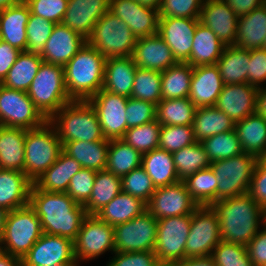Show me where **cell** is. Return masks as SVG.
Instances as JSON below:
<instances>
[{"mask_svg":"<svg viewBox=\"0 0 266 266\" xmlns=\"http://www.w3.org/2000/svg\"><path fill=\"white\" fill-rule=\"evenodd\" d=\"M20 53L21 51L16 47L0 40V83L7 76Z\"/></svg>","mask_w":266,"mask_h":266,"instance_id":"61","label":"cell"},{"mask_svg":"<svg viewBox=\"0 0 266 266\" xmlns=\"http://www.w3.org/2000/svg\"><path fill=\"white\" fill-rule=\"evenodd\" d=\"M113 228L115 252L154 251L157 219L148 210Z\"/></svg>","mask_w":266,"mask_h":266,"instance_id":"14","label":"cell"},{"mask_svg":"<svg viewBox=\"0 0 266 266\" xmlns=\"http://www.w3.org/2000/svg\"><path fill=\"white\" fill-rule=\"evenodd\" d=\"M266 49L258 48L249 50V67L247 83L256 88L266 84ZM264 82V83H263Z\"/></svg>","mask_w":266,"mask_h":266,"instance_id":"58","label":"cell"},{"mask_svg":"<svg viewBox=\"0 0 266 266\" xmlns=\"http://www.w3.org/2000/svg\"><path fill=\"white\" fill-rule=\"evenodd\" d=\"M188 192L199 206H211L217 201V184L211 167L204 168L183 180Z\"/></svg>","mask_w":266,"mask_h":266,"instance_id":"44","label":"cell"},{"mask_svg":"<svg viewBox=\"0 0 266 266\" xmlns=\"http://www.w3.org/2000/svg\"><path fill=\"white\" fill-rule=\"evenodd\" d=\"M62 143L55 127L47 120L29 129L25 138L24 173L34 183L58 159Z\"/></svg>","mask_w":266,"mask_h":266,"instance_id":"7","label":"cell"},{"mask_svg":"<svg viewBox=\"0 0 266 266\" xmlns=\"http://www.w3.org/2000/svg\"><path fill=\"white\" fill-rule=\"evenodd\" d=\"M173 161L180 181L188 176L207 168L211 162L207 157L204 146L201 142H196L172 153Z\"/></svg>","mask_w":266,"mask_h":266,"instance_id":"45","label":"cell"},{"mask_svg":"<svg viewBox=\"0 0 266 266\" xmlns=\"http://www.w3.org/2000/svg\"><path fill=\"white\" fill-rule=\"evenodd\" d=\"M32 185L24 172L0 169V208L8 212L28 205Z\"/></svg>","mask_w":266,"mask_h":266,"instance_id":"27","label":"cell"},{"mask_svg":"<svg viewBox=\"0 0 266 266\" xmlns=\"http://www.w3.org/2000/svg\"><path fill=\"white\" fill-rule=\"evenodd\" d=\"M225 45L207 26L198 22L193 36L191 54L186 63L193 67L215 65L222 55Z\"/></svg>","mask_w":266,"mask_h":266,"instance_id":"31","label":"cell"},{"mask_svg":"<svg viewBox=\"0 0 266 266\" xmlns=\"http://www.w3.org/2000/svg\"><path fill=\"white\" fill-rule=\"evenodd\" d=\"M0 121L5 127L35 129L47 119L35 107L27 92L0 84Z\"/></svg>","mask_w":266,"mask_h":266,"instance_id":"13","label":"cell"},{"mask_svg":"<svg viewBox=\"0 0 266 266\" xmlns=\"http://www.w3.org/2000/svg\"><path fill=\"white\" fill-rule=\"evenodd\" d=\"M147 210V205L139 198L120 192L95 215L110 226L126 223Z\"/></svg>","mask_w":266,"mask_h":266,"instance_id":"35","label":"cell"},{"mask_svg":"<svg viewBox=\"0 0 266 266\" xmlns=\"http://www.w3.org/2000/svg\"><path fill=\"white\" fill-rule=\"evenodd\" d=\"M257 90L248 83L224 84L215 106L234 123L239 122L255 113Z\"/></svg>","mask_w":266,"mask_h":266,"instance_id":"22","label":"cell"},{"mask_svg":"<svg viewBox=\"0 0 266 266\" xmlns=\"http://www.w3.org/2000/svg\"><path fill=\"white\" fill-rule=\"evenodd\" d=\"M238 16L223 0H204L199 22L209 27L225 46L235 45Z\"/></svg>","mask_w":266,"mask_h":266,"instance_id":"23","label":"cell"},{"mask_svg":"<svg viewBox=\"0 0 266 266\" xmlns=\"http://www.w3.org/2000/svg\"><path fill=\"white\" fill-rule=\"evenodd\" d=\"M127 129L156 119V105L149 101L128 98L126 105Z\"/></svg>","mask_w":266,"mask_h":266,"instance_id":"55","label":"cell"},{"mask_svg":"<svg viewBox=\"0 0 266 266\" xmlns=\"http://www.w3.org/2000/svg\"><path fill=\"white\" fill-rule=\"evenodd\" d=\"M109 141L105 138L97 142H64L62 151L79 162L82 168L100 171L107 165Z\"/></svg>","mask_w":266,"mask_h":266,"instance_id":"34","label":"cell"},{"mask_svg":"<svg viewBox=\"0 0 266 266\" xmlns=\"http://www.w3.org/2000/svg\"><path fill=\"white\" fill-rule=\"evenodd\" d=\"M22 0H0V11L3 9H7L8 7L17 5Z\"/></svg>","mask_w":266,"mask_h":266,"instance_id":"67","label":"cell"},{"mask_svg":"<svg viewBox=\"0 0 266 266\" xmlns=\"http://www.w3.org/2000/svg\"><path fill=\"white\" fill-rule=\"evenodd\" d=\"M221 241L219 219L211 206H199L191 214L185 258L211 256Z\"/></svg>","mask_w":266,"mask_h":266,"instance_id":"11","label":"cell"},{"mask_svg":"<svg viewBox=\"0 0 266 266\" xmlns=\"http://www.w3.org/2000/svg\"><path fill=\"white\" fill-rule=\"evenodd\" d=\"M30 14V8L24 0L17 5L1 10L0 40L9 43L20 51H26V25Z\"/></svg>","mask_w":266,"mask_h":266,"instance_id":"26","label":"cell"},{"mask_svg":"<svg viewBox=\"0 0 266 266\" xmlns=\"http://www.w3.org/2000/svg\"><path fill=\"white\" fill-rule=\"evenodd\" d=\"M0 266H23L22 259L0 250Z\"/></svg>","mask_w":266,"mask_h":266,"instance_id":"65","label":"cell"},{"mask_svg":"<svg viewBox=\"0 0 266 266\" xmlns=\"http://www.w3.org/2000/svg\"><path fill=\"white\" fill-rule=\"evenodd\" d=\"M114 254L106 266H163L154 251L114 252Z\"/></svg>","mask_w":266,"mask_h":266,"instance_id":"57","label":"cell"},{"mask_svg":"<svg viewBox=\"0 0 266 266\" xmlns=\"http://www.w3.org/2000/svg\"><path fill=\"white\" fill-rule=\"evenodd\" d=\"M56 129L61 143L104 140L98 115L89 101L72 100L48 120Z\"/></svg>","mask_w":266,"mask_h":266,"instance_id":"4","label":"cell"},{"mask_svg":"<svg viewBox=\"0 0 266 266\" xmlns=\"http://www.w3.org/2000/svg\"><path fill=\"white\" fill-rule=\"evenodd\" d=\"M81 169L79 162L62 151L55 163L33 184L48 192H66L71 178Z\"/></svg>","mask_w":266,"mask_h":266,"instance_id":"32","label":"cell"},{"mask_svg":"<svg viewBox=\"0 0 266 266\" xmlns=\"http://www.w3.org/2000/svg\"><path fill=\"white\" fill-rule=\"evenodd\" d=\"M122 191L121 178L104 169L96 171L93 189L84 205L87 215H95Z\"/></svg>","mask_w":266,"mask_h":266,"instance_id":"40","label":"cell"},{"mask_svg":"<svg viewBox=\"0 0 266 266\" xmlns=\"http://www.w3.org/2000/svg\"><path fill=\"white\" fill-rule=\"evenodd\" d=\"M56 24L37 15L30 14L26 25V52L42 56L46 41Z\"/></svg>","mask_w":266,"mask_h":266,"instance_id":"49","label":"cell"},{"mask_svg":"<svg viewBox=\"0 0 266 266\" xmlns=\"http://www.w3.org/2000/svg\"><path fill=\"white\" fill-rule=\"evenodd\" d=\"M248 194L266 211V156L257 160Z\"/></svg>","mask_w":266,"mask_h":266,"instance_id":"59","label":"cell"},{"mask_svg":"<svg viewBox=\"0 0 266 266\" xmlns=\"http://www.w3.org/2000/svg\"><path fill=\"white\" fill-rule=\"evenodd\" d=\"M266 36V3L238 17L235 45L243 49L263 47Z\"/></svg>","mask_w":266,"mask_h":266,"instance_id":"33","label":"cell"},{"mask_svg":"<svg viewBox=\"0 0 266 266\" xmlns=\"http://www.w3.org/2000/svg\"><path fill=\"white\" fill-rule=\"evenodd\" d=\"M229 8L238 16L249 14L256 8L266 3V0H223Z\"/></svg>","mask_w":266,"mask_h":266,"instance_id":"62","label":"cell"},{"mask_svg":"<svg viewBox=\"0 0 266 266\" xmlns=\"http://www.w3.org/2000/svg\"><path fill=\"white\" fill-rule=\"evenodd\" d=\"M264 49H266V36H265V40H264V43H263V47Z\"/></svg>","mask_w":266,"mask_h":266,"instance_id":"69","label":"cell"},{"mask_svg":"<svg viewBox=\"0 0 266 266\" xmlns=\"http://www.w3.org/2000/svg\"><path fill=\"white\" fill-rule=\"evenodd\" d=\"M42 62L41 56L21 51L0 84L9 89L27 92Z\"/></svg>","mask_w":266,"mask_h":266,"instance_id":"39","label":"cell"},{"mask_svg":"<svg viewBox=\"0 0 266 266\" xmlns=\"http://www.w3.org/2000/svg\"><path fill=\"white\" fill-rule=\"evenodd\" d=\"M198 22L199 18H159L158 35L170 47L177 62L188 61Z\"/></svg>","mask_w":266,"mask_h":266,"instance_id":"18","label":"cell"},{"mask_svg":"<svg viewBox=\"0 0 266 266\" xmlns=\"http://www.w3.org/2000/svg\"><path fill=\"white\" fill-rule=\"evenodd\" d=\"M169 266H216L211 256L185 258L171 263Z\"/></svg>","mask_w":266,"mask_h":266,"instance_id":"63","label":"cell"},{"mask_svg":"<svg viewBox=\"0 0 266 266\" xmlns=\"http://www.w3.org/2000/svg\"><path fill=\"white\" fill-rule=\"evenodd\" d=\"M223 86L216 64L193 67L188 98L196 107L215 106Z\"/></svg>","mask_w":266,"mask_h":266,"instance_id":"25","label":"cell"},{"mask_svg":"<svg viewBox=\"0 0 266 266\" xmlns=\"http://www.w3.org/2000/svg\"><path fill=\"white\" fill-rule=\"evenodd\" d=\"M131 57L138 68L161 72L178 63L170 47L158 34L138 38Z\"/></svg>","mask_w":266,"mask_h":266,"instance_id":"24","label":"cell"},{"mask_svg":"<svg viewBox=\"0 0 266 266\" xmlns=\"http://www.w3.org/2000/svg\"><path fill=\"white\" fill-rule=\"evenodd\" d=\"M196 108L189 98L161 100L156 105V119L161 126L192 125Z\"/></svg>","mask_w":266,"mask_h":266,"instance_id":"43","label":"cell"},{"mask_svg":"<svg viewBox=\"0 0 266 266\" xmlns=\"http://www.w3.org/2000/svg\"><path fill=\"white\" fill-rule=\"evenodd\" d=\"M29 205L40 218L43 233L76 239L84 218L83 205L75 202L66 192H48L34 184L30 190Z\"/></svg>","mask_w":266,"mask_h":266,"instance_id":"1","label":"cell"},{"mask_svg":"<svg viewBox=\"0 0 266 266\" xmlns=\"http://www.w3.org/2000/svg\"><path fill=\"white\" fill-rule=\"evenodd\" d=\"M109 11L123 20L137 39L158 34V10L135 0H110Z\"/></svg>","mask_w":266,"mask_h":266,"instance_id":"19","label":"cell"},{"mask_svg":"<svg viewBox=\"0 0 266 266\" xmlns=\"http://www.w3.org/2000/svg\"><path fill=\"white\" fill-rule=\"evenodd\" d=\"M146 205L147 210L157 220L192 214L199 207L188 192L184 181L156 187Z\"/></svg>","mask_w":266,"mask_h":266,"instance_id":"16","label":"cell"},{"mask_svg":"<svg viewBox=\"0 0 266 266\" xmlns=\"http://www.w3.org/2000/svg\"><path fill=\"white\" fill-rule=\"evenodd\" d=\"M137 65L132 57L106 58L103 89L131 97Z\"/></svg>","mask_w":266,"mask_h":266,"instance_id":"28","label":"cell"},{"mask_svg":"<svg viewBox=\"0 0 266 266\" xmlns=\"http://www.w3.org/2000/svg\"><path fill=\"white\" fill-rule=\"evenodd\" d=\"M196 142L192 125H167L160 128L158 148L161 150L173 153Z\"/></svg>","mask_w":266,"mask_h":266,"instance_id":"50","label":"cell"},{"mask_svg":"<svg viewBox=\"0 0 266 266\" xmlns=\"http://www.w3.org/2000/svg\"><path fill=\"white\" fill-rule=\"evenodd\" d=\"M258 158L248 153L210 164L218 181L217 201L248 193Z\"/></svg>","mask_w":266,"mask_h":266,"instance_id":"9","label":"cell"},{"mask_svg":"<svg viewBox=\"0 0 266 266\" xmlns=\"http://www.w3.org/2000/svg\"><path fill=\"white\" fill-rule=\"evenodd\" d=\"M193 66L178 62L161 72V98L179 99L188 98Z\"/></svg>","mask_w":266,"mask_h":266,"instance_id":"41","label":"cell"},{"mask_svg":"<svg viewBox=\"0 0 266 266\" xmlns=\"http://www.w3.org/2000/svg\"><path fill=\"white\" fill-rule=\"evenodd\" d=\"M204 0H162L159 17L199 18Z\"/></svg>","mask_w":266,"mask_h":266,"instance_id":"53","label":"cell"},{"mask_svg":"<svg viewBox=\"0 0 266 266\" xmlns=\"http://www.w3.org/2000/svg\"><path fill=\"white\" fill-rule=\"evenodd\" d=\"M109 6L110 0H68L62 24L88 39Z\"/></svg>","mask_w":266,"mask_h":266,"instance_id":"20","label":"cell"},{"mask_svg":"<svg viewBox=\"0 0 266 266\" xmlns=\"http://www.w3.org/2000/svg\"><path fill=\"white\" fill-rule=\"evenodd\" d=\"M27 94L35 107L49 120L72 101L67 94L64 66L42 62Z\"/></svg>","mask_w":266,"mask_h":266,"instance_id":"6","label":"cell"},{"mask_svg":"<svg viewBox=\"0 0 266 266\" xmlns=\"http://www.w3.org/2000/svg\"><path fill=\"white\" fill-rule=\"evenodd\" d=\"M211 207L218 216L224 242L246 246L266 223V211L248 193L215 201Z\"/></svg>","mask_w":266,"mask_h":266,"instance_id":"2","label":"cell"},{"mask_svg":"<svg viewBox=\"0 0 266 266\" xmlns=\"http://www.w3.org/2000/svg\"><path fill=\"white\" fill-rule=\"evenodd\" d=\"M107 251L115 252L114 228L96 215H87L74 240V252L77 265L89 260L98 259Z\"/></svg>","mask_w":266,"mask_h":266,"instance_id":"12","label":"cell"},{"mask_svg":"<svg viewBox=\"0 0 266 266\" xmlns=\"http://www.w3.org/2000/svg\"><path fill=\"white\" fill-rule=\"evenodd\" d=\"M5 211L0 208V227L3 225Z\"/></svg>","mask_w":266,"mask_h":266,"instance_id":"68","label":"cell"},{"mask_svg":"<svg viewBox=\"0 0 266 266\" xmlns=\"http://www.w3.org/2000/svg\"><path fill=\"white\" fill-rule=\"evenodd\" d=\"M128 98L103 88L88 101L97 112L106 139H121L127 130L126 105Z\"/></svg>","mask_w":266,"mask_h":266,"instance_id":"17","label":"cell"},{"mask_svg":"<svg viewBox=\"0 0 266 266\" xmlns=\"http://www.w3.org/2000/svg\"><path fill=\"white\" fill-rule=\"evenodd\" d=\"M106 58L86 44L64 66L65 85L71 100L88 101L103 88Z\"/></svg>","mask_w":266,"mask_h":266,"instance_id":"3","label":"cell"},{"mask_svg":"<svg viewBox=\"0 0 266 266\" xmlns=\"http://www.w3.org/2000/svg\"><path fill=\"white\" fill-rule=\"evenodd\" d=\"M191 214L157 220L154 253L163 266L185 259V244L190 232Z\"/></svg>","mask_w":266,"mask_h":266,"instance_id":"10","label":"cell"},{"mask_svg":"<svg viewBox=\"0 0 266 266\" xmlns=\"http://www.w3.org/2000/svg\"><path fill=\"white\" fill-rule=\"evenodd\" d=\"M137 38L119 17L110 11L95 24L87 43L105 58L130 57Z\"/></svg>","mask_w":266,"mask_h":266,"instance_id":"8","label":"cell"},{"mask_svg":"<svg viewBox=\"0 0 266 266\" xmlns=\"http://www.w3.org/2000/svg\"><path fill=\"white\" fill-rule=\"evenodd\" d=\"M23 266L77 265L72 239L43 235L22 259Z\"/></svg>","mask_w":266,"mask_h":266,"instance_id":"15","label":"cell"},{"mask_svg":"<svg viewBox=\"0 0 266 266\" xmlns=\"http://www.w3.org/2000/svg\"><path fill=\"white\" fill-rule=\"evenodd\" d=\"M237 137L244 153L266 156V120L256 112L235 123Z\"/></svg>","mask_w":266,"mask_h":266,"instance_id":"29","label":"cell"},{"mask_svg":"<svg viewBox=\"0 0 266 266\" xmlns=\"http://www.w3.org/2000/svg\"><path fill=\"white\" fill-rule=\"evenodd\" d=\"M27 129L0 127V169L24 172Z\"/></svg>","mask_w":266,"mask_h":266,"instance_id":"30","label":"cell"},{"mask_svg":"<svg viewBox=\"0 0 266 266\" xmlns=\"http://www.w3.org/2000/svg\"><path fill=\"white\" fill-rule=\"evenodd\" d=\"M255 112L261 115L266 120V87L265 85L261 88H258L257 90Z\"/></svg>","mask_w":266,"mask_h":266,"instance_id":"64","label":"cell"},{"mask_svg":"<svg viewBox=\"0 0 266 266\" xmlns=\"http://www.w3.org/2000/svg\"><path fill=\"white\" fill-rule=\"evenodd\" d=\"M42 235L40 218L29 204L5 212L0 231V250L23 259Z\"/></svg>","mask_w":266,"mask_h":266,"instance_id":"5","label":"cell"},{"mask_svg":"<svg viewBox=\"0 0 266 266\" xmlns=\"http://www.w3.org/2000/svg\"><path fill=\"white\" fill-rule=\"evenodd\" d=\"M161 124L157 119L140 126L128 128L121 138L141 155L158 149Z\"/></svg>","mask_w":266,"mask_h":266,"instance_id":"47","label":"cell"},{"mask_svg":"<svg viewBox=\"0 0 266 266\" xmlns=\"http://www.w3.org/2000/svg\"><path fill=\"white\" fill-rule=\"evenodd\" d=\"M192 126L196 141L202 142L205 138L234 130L235 123L216 106H206L196 108Z\"/></svg>","mask_w":266,"mask_h":266,"instance_id":"36","label":"cell"},{"mask_svg":"<svg viewBox=\"0 0 266 266\" xmlns=\"http://www.w3.org/2000/svg\"><path fill=\"white\" fill-rule=\"evenodd\" d=\"M122 192L139 198L146 204L155 192V185L147 175L145 169L140 166L121 178Z\"/></svg>","mask_w":266,"mask_h":266,"instance_id":"51","label":"cell"},{"mask_svg":"<svg viewBox=\"0 0 266 266\" xmlns=\"http://www.w3.org/2000/svg\"><path fill=\"white\" fill-rule=\"evenodd\" d=\"M216 65L224 84L247 83L249 50L236 45L225 46Z\"/></svg>","mask_w":266,"mask_h":266,"instance_id":"37","label":"cell"},{"mask_svg":"<svg viewBox=\"0 0 266 266\" xmlns=\"http://www.w3.org/2000/svg\"><path fill=\"white\" fill-rule=\"evenodd\" d=\"M141 166L152 179L155 187L174 184L179 180L172 153L154 149L142 155Z\"/></svg>","mask_w":266,"mask_h":266,"instance_id":"38","label":"cell"},{"mask_svg":"<svg viewBox=\"0 0 266 266\" xmlns=\"http://www.w3.org/2000/svg\"><path fill=\"white\" fill-rule=\"evenodd\" d=\"M33 15H37L55 24L63 21L68 0H24Z\"/></svg>","mask_w":266,"mask_h":266,"instance_id":"56","label":"cell"},{"mask_svg":"<svg viewBox=\"0 0 266 266\" xmlns=\"http://www.w3.org/2000/svg\"><path fill=\"white\" fill-rule=\"evenodd\" d=\"M86 42L87 39L68 26L56 24L45 43L41 58L43 62L65 66Z\"/></svg>","mask_w":266,"mask_h":266,"instance_id":"21","label":"cell"},{"mask_svg":"<svg viewBox=\"0 0 266 266\" xmlns=\"http://www.w3.org/2000/svg\"><path fill=\"white\" fill-rule=\"evenodd\" d=\"M142 155L121 139H112L108 145L106 170L122 178L141 166Z\"/></svg>","mask_w":266,"mask_h":266,"instance_id":"42","label":"cell"},{"mask_svg":"<svg viewBox=\"0 0 266 266\" xmlns=\"http://www.w3.org/2000/svg\"><path fill=\"white\" fill-rule=\"evenodd\" d=\"M261 228L246 245L253 266L266 265V223Z\"/></svg>","mask_w":266,"mask_h":266,"instance_id":"60","label":"cell"},{"mask_svg":"<svg viewBox=\"0 0 266 266\" xmlns=\"http://www.w3.org/2000/svg\"><path fill=\"white\" fill-rule=\"evenodd\" d=\"M135 1L145 7L158 10V11L162 3V0H135Z\"/></svg>","mask_w":266,"mask_h":266,"instance_id":"66","label":"cell"},{"mask_svg":"<svg viewBox=\"0 0 266 266\" xmlns=\"http://www.w3.org/2000/svg\"><path fill=\"white\" fill-rule=\"evenodd\" d=\"M96 171L82 168L70 180L66 193L78 204L85 205L91 195Z\"/></svg>","mask_w":266,"mask_h":266,"instance_id":"54","label":"cell"},{"mask_svg":"<svg viewBox=\"0 0 266 266\" xmlns=\"http://www.w3.org/2000/svg\"><path fill=\"white\" fill-rule=\"evenodd\" d=\"M131 97L157 105L161 100V71L136 68Z\"/></svg>","mask_w":266,"mask_h":266,"instance_id":"48","label":"cell"},{"mask_svg":"<svg viewBox=\"0 0 266 266\" xmlns=\"http://www.w3.org/2000/svg\"><path fill=\"white\" fill-rule=\"evenodd\" d=\"M211 257L216 266H253L247 247L243 244L220 241Z\"/></svg>","mask_w":266,"mask_h":266,"instance_id":"52","label":"cell"},{"mask_svg":"<svg viewBox=\"0 0 266 266\" xmlns=\"http://www.w3.org/2000/svg\"><path fill=\"white\" fill-rule=\"evenodd\" d=\"M52 266H78V265H52Z\"/></svg>","mask_w":266,"mask_h":266,"instance_id":"70","label":"cell"},{"mask_svg":"<svg viewBox=\"0 0 266 266\" xmlns=\"http://www.w3.org/2000/svg\"><path fill=\"white\" fill-rule=\"evenodd\" d=\"M210 162L228 159L243 153L236 131H225L205 138L202 142Z\"/></svg>","mask_w":266,"mask_h":266,"instance_id":"46","label":"cell"}]
</instances>
